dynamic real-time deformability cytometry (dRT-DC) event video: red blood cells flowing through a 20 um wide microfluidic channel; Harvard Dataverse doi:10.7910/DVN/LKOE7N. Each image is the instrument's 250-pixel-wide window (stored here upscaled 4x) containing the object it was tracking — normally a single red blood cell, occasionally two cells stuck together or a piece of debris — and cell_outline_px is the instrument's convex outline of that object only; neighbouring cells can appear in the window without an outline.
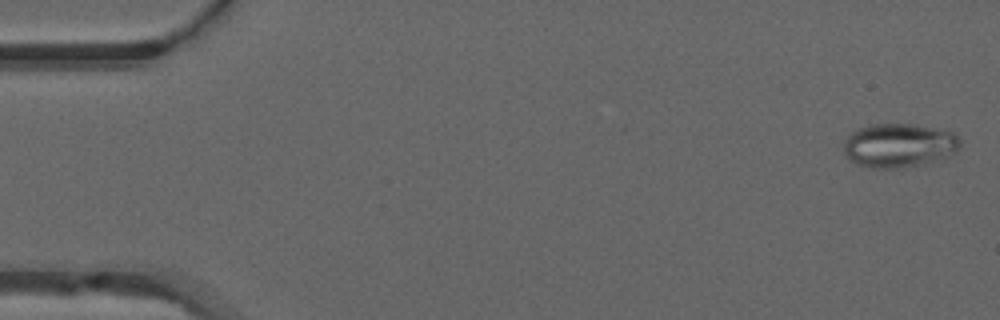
{"species": "common noctule bat (a hibernating species)", "species_latin": "Nyctalus noctula", "temperature_condition": "warm", "stored_images_in_passage": 26, "camera_frame_rate_fps": 3000, "um_per_image_px": 0.085, "animal": {"sex": "male", "forearm_length_mm": 52.5}, "frame": {"image": 1, "passage_image": 1, "time_ms": 0.0, "image_size_px": [1000, 320], "cell_outline_px": [[960, 144], [956, 152], [944, 156], [916, 164], [896, 168], [872, 168], [856, 164], [844, 152], [844, 140], [856, 128], [868, 124], [912, 124], [952, 132], [960, 140]], "centroid_in_image_um": [76.34, 12.33], "position_along_channel_um": 8.7, "area_um2": 29.19}}
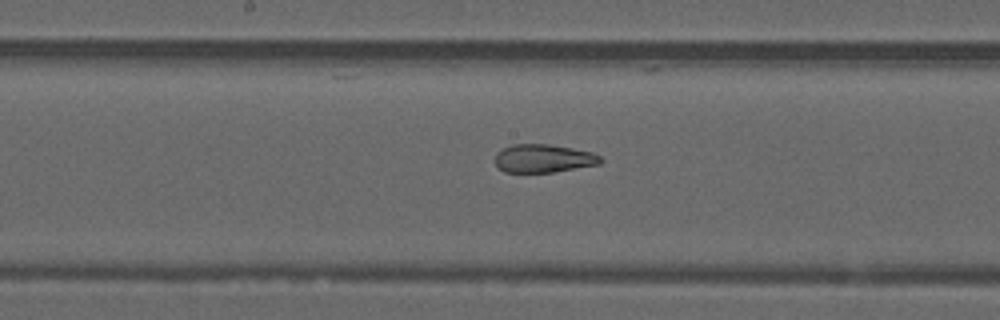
{"frame": {"image": 2, "passage_image": 26, "time_ms": 8.333, "image_size_px": [1000, 320], "cell_outline_px": [[604, 160], [600, 164], [552, 172], [504, 172], [496, 164], [496, 152], [512, 144], [548, 144], [572, 148], [592, 152], [600, 156]], "centroid_in_image_um": [46.21, 13.46], "position_along_channel_um": 202.0, "area_um2": 17.28}}